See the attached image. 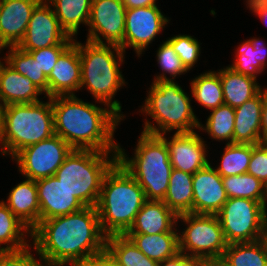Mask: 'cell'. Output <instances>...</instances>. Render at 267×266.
<instances>
[{
    "mask_svg": "<svg viewBox=\"0 0 267 266\" xmlns=\"http://www.w3.org/2000/svg\"><path fill=\"white\" fill-rule=\"evenodd\" d=\"M266 94L267 88H263L256 96L234 108L233 143L252 145L261 143L262 107Z\"/></svg>",
    "mask_w": 267,
    "mask_h": 266,
    "instance_id": "21",
    "label": "cell"
},
{
    "mask_svg": "<svg viewBox=\"0 0 267 266\" xmlns=\"http://www.w3.org/2000/svg\"><path fill=\"white\" fill-rule=\"evenodd\" d=\"M216 215L227 244L253 242L265 237L267 208L259 201L228 198Z\"/></svg>",
    "mask_w": 267,
    "mask_h": 266,
    "instance_id": "10",
    "label": "cell"
},
{
    "mask_svg": "<svg viewBox=\"0 0 267 266\" xmlns=\"http://www.w3.org/2000/svg\"><path fill=\"white\" fill-rule=\"evenodd\" d=\"M261 143L267 144V94L265 95L262 107Z\"/></svg>",
    "mask_w": 267,
    "mask_h": 266,
    "instance_id": "45",
    "label": "cell"
},
{
    "mask_svg": "<svg viewBox=\"0 0 267 266\" xmlns=\"http://www.w3.org/2000/svg\"><path fill=\"white\" fill-rule=\"evenodd\" d=\"M145 201L144 190L117 161L103 178L96 205L103 233L124 235Z\"/></svg>",
    "mask_w": 267,
    "mask_h": 266,
    "instance_id": "3",
    "label": "cell"
},
{
    "mask_svg": "<svg viewBox=\"0 0 267 266\" xmlns=\"http://www.w3.org/2000/svg\"><path fill=\"white\" fill-rule=\"evenodd\" d=\"M148 258L161 262L176 256L179 251L177 231H169L155 235L124 234Z\"/></svg>",
    "mask_w": 267,
    "mask_h": 266,
    "instance_id": "25",
    "label": "cell"
},
{
    "mask_svg": "<svg viewBox=\"0 0 267 266\" xmlns=\"http://www.w3.org/2000/svg\"><path fill=\"white\" fill-rule=\"evenodd\" d=\"M178 215L162 200H146L125 234H148L178 231Z\"/></svg>",
    "mask_w": 267,
    "mask_h": 266,
    "instance_id": "20",
    "label": "cell"
},
{
    "mask_svg": "<svg viewBox=\"0 0 267 266\" xmlns=\"http://www.w3.org/2000/svg\"><path fill=\"white\" fill-rule=\"evenodd\" d=\"M162 201L177 215L193 213V174L173 168Z\"/></svg>",
    "mask_w": 267,
    "mask_h": 266,
    "instance_id": "28",
    "label": "cell"
},
{
    "mask_svg": "<svg viewBox=\"0 0 267 266\" xmlns=\"http://www.w3.org/2000/svg\"><path fill=\"white\" fill-rule=\"evenodd\" d=\"M169 21L157 5L126 9L123 51L132 47L140 57Z\"/></svg>",
    "mask_w": 267,
    "mask_h": 266,
    "instance_id": "14",
    "label": "cell"
},
{
    "mask_svg": "<svg viewBox=\"0 0 267 266\" xmlns=\"http://www.w3.org/2000/svg\"><path fill=\"white\" fill-rule=\"evenodd\" d=\"M221 261L225 266H267V240L227 244Z\"/></svg>",
    "mask_w": 267,
    "mask_h": 266,
    "instance_id": "29",
    "label": "cell"
},
{
    "mask_svg": "<svg viewBox=\"0 0 267 266\" xmlns=\"http://www.w3.org/2000/svg\"><path fill=\"white\" fill-rule=\"evenodd\" d=\"M190 86L192 97L205 108L212 110L225 104L219 71L200 74L192 79Z\"/></svg>",
    "mask_w": 267,
    "mask_h": 266,
    "instance_id": "32",
    "label": "cell"
},
{
    "mask_svg": "<svg viewBox=\"0 0 267 266\" xmlns=\"http://www.w3.org/2000/svg\"><path fill=\"white\" fill-rule=\"evenodd\" d=\"M199 266H225L221 260H203Z\"/></svg>",
    "mask_w": 267,
    "mask_h": 266,
    "instance_id": "47",
    "label": "cell"
},
{
    "mask_svg": "<svg viewBox=\"0 0 267 266\" xmlns=\"http://www.w3.org/2000/svg\"><path fill=\"white\" fill-rule=\"evenodd\" d=\"M156 56L157 62L160 65L163 73L156 75L153 82L166 80L174 81V78H176V76L188 72V70L182 64L180 58L174 51L172 45L167 40L159 46ZM166 74H169L172 78L168 77Z\"/></svg>",
    "mask_w": 267,
    "mask_h": 266,
    "instance_id": "37",
    "label": "cell"
},
{
    "mask_svg": "<svg viewBox=\"0 0 267 266\" xmlns=\"http://www.w3.org/2000/svg\"><path fill=\"white\" fill-rule=\"evenodd\" d=\"M105 251L119 266H159V262L145 256L125 235L108 236Z\"/></svg>",
    "mask_w": 267,
    "mask_h": 266,
    "instance_id": "31",
    "label": "cell"
},
{
    "mask_svg": "<svg viewBox=\"0 0 267 266\" xmlns=\"http://www.w3.org/2000/svg\"><path fill=\"white\" fill-rule=\"evenodd\" d=\"M203 259L178 253L176 256L159 262V266H199Z\"/></svg>",
    "mask_w": 267,
    "mask_h": 266,
    "instance_id": "42",
    "label": "cell"
},
{
    "mask_svg": "<svg viewBox=\"0 0 267 266\" xmlns=\"http://www.w3.org/2000/svg\"><path fill=\"white\" fill-rule=\"evenodd\" d=\"M31 245L19 251H1L0 266H45L42 259L34 258Z\"/></svg>",
    "mask_w": 267,
    "mask_h": 266,
    "instance_id": "39",
    "label": "cell"
},
{
    "mask_svg": "<svg viewBox=\"0 0 267 266\" xmlns=\"http://www.w3.org/2000/svg\"><path fill=\"white\" fill-rule=\"evenodd\" d=\"M185 68L190 71L200 56V42L190 35H174L167 39Z\"/></svg>",
    "mask_w": 267,
    "mask_h": 266,
    "instance_id": "38",
    "label": "cell"
},
{
    "mask_svg": "<svg viewBox=\"0 0 267 266\" xmlns=\"http://www.w3.org/2000/svg\"><path fill=\"white\" fill-rule=\"evenodd\" d=\"M54 133L73 149L118 153L114 132L123 119L110 107L84 102L76 95L51 97Z\"/></svg>",
    "mask_w": 267,
    "mask_h": 266,
    "instance_id": "2",
    "label": "cell"
},
{
    "mask_svg": "<svg viewBox=\"0 0 267 266\" xmlns=\"http://www.w3.org/2000/svg\"><path fill=\"white\" fill-rule=\"evenodd\" d=\"M59 21L61 28L74 38L81 24L88 25L92 0H46Z\"/></svg>",
    "mask_w": 267,
    "mask_h": 266,
    "instance_id": "27",
    "label": "cell"
},
{
    "mask_svg": "<svg viewBox=\"0 0 267 266\" xmlns=\"http://www.w3.org/2000/svg\"><path fill=\"white\" fill-rule=\"evenodd\" d=\"M7 49H9V53L7 52V55L3 59L5 63L23 76L29 78L48 97L47 77L40 70L32 55L17 46H8Z\"/></svg>",
    "mask_w": 267,
    "mask_h": 266,
    "instance_id": "33",
    "label": "cell"
},
{
    "mask_svg": "<svg viewBox=\"0 0 267 266\" xmlns=\"http://www.w3.org/2000/svg\"><path fill=\"white\" fill-rule=\"evenodd\" d=\"M227 199L222 177L211 163L193 174V213L217 214Z\"/></svg>",
    "mask_w": 267,
    "mask_h": 266,
    "instance_id": "18",
    "label": "cell"
},
{
    "mask_svg": "<svg viewBox=\"0 0 267 266\" xmlns=\"http://www.w3.org/2000/svg\"><path fill=\"white\" fill-rule=\"evenodd\" d=\"M265 194H266V197H267V183L265 184Z\"/></svg>",
    "mask_w": 267,
    "mask_h": 266,
    "instance_id": "50",
    "label": "cell"
},
{
    "mask_svg": "<svg viewBox=\"0 0 267 266\" xmlns=\"http://www.w3.org/2000/svg\"><path fill=\"white\" fill-rule=\"evenodd\" d=\"M265 238H266V240H267V217H266Z\"/></svg>",
    "mask_w": 267,
    "mask_h": 266,
    "instance_id": "49",
    "label": "cell"
},
{
    "mask_svg": "<svg viewBox=\"0 0 267 266\" xmlns=\"http://www.w3.org/2000/svg\"><path fill=\"white\" fill-rule=\"evenodd\" d=\"M228 198H245L259 201L267 207L265 185L253 175L243 173L236 176L222 177Z\"/></svg>",
    "mask_w": 267,
    "mask_h": 266,
    "instance_id": "34",
    "label": "cell"
},
{
    "mask_svg": "<svg viewBox=\"0 0 267 266\" xmlns=\"http://www.w3.org/2000/svg\"><path fill=\"white\" fill-rule=\"evenodd\" d=\"M126 9L149 7L156 5V0H122Z\"/></svg>",
    "mask_w": 267,
    "mask_h": 266,
    "instance_id": "46",
    "label": "cell"
},
{
    "mask_svg": "<svg viewBox=\"0 0 267 266\" xmlns=\"http://www.w3.org/2000/svg\"><path fill=\"white\" fill-rule=\"evenodd\" d=\"M72 150L66 141L54 134L49 139L25 147L12 160L17 162L24 178L38 180L55 175Z\"/></svg>",
    "mask_w": 267,
    "mask_h": 266,
    "instance_id": "11",
    "label": "cell"
},
{
    "mask_svg": "<svg viewBox=\"0 0 267 266\" xmlns=\"http://www.w3.org/2000/svg\"><path fill=\"white\" fill-rule=\"evenodd\" d=\"M247 173L258 178L264 185L267 183V144L252 145L251 160Z\"/></svg>",
    "mask_w": 267,
    "mask_h": 266,
    "instance_id": "40",
    "label": "cell"
},
{
    "mask_svg": "<svg viewBox=\"0 0 267 266\" xmlns=\"http://www.w3.org/2000/svg\"><path fill=\"white\" fill-rule=\"evenodd\" d=\"M48 102L9 104L2 107L3 155L14 157L19 151L54 133L51 97Z\"/></svg>",
    "mask_w": 267,
    "mask_h": 266,
    "instance_id": "7",
    "label": "cell"
},
{
    "mask_svg": "<svg viewBox=\"0 0 267 266\" xmlns=\"http://www.w3.org/2000/svg\"><path fill=\"white\" fill-rule=\"evenodd\" d=\"M0 59V106L39 102L43 92L33 82Z\"/></svg>",
    "mask_w": 267,
    "mask_h": 266,
    "instance_id": "22",
    "label": "cell"
},
{
    "mask_svg": "<svg viewBox=\"0 0 267 266\" xmlns=\"http://www.w3.org/2000/svg\"><path fill=\"white\" fill-rule=\"evenodd\" d=\"M247 7H249L254 14L266 24L267 23V0H246ZM267 25V24H266Z\"/></svg>",
    "mask_w": 267,
    "mask_h": 266,
    "instance_id": "44",
    "label": "cell"
},
{
    "mask_svg": "<svg viewBox=\"0 0 267 266\" xmlns=\"http://www.w3.org/2000/svg\"><path fill=\"white\" fill-rule=\"evenodd\" d=\"M81 75L79 49L73 41L60 54L50 75L47 77L48 97L75 95V91L80 90Z\"/></svg>",
    "mask_w": 267,
    "mask_h": 266,
    "instance_id": "19",
    "label": "cell"
},
{
    "mask_svg": "<svg viewBox=\"0 0 267 266\" xmlns=\"http://www.w3.org/2000/svg\"><path fill=\"white\" fill-rule=\"evenodd\" d=\"M0 147H1V152L3 156V136H2V107L0 106Z\"/></svg>",
    "mask_w": 267,
    "mask_h": 266,
    "instance_id": "48",
    "label": "cell"
},
{
    "mask_svg": "<svg viewBox=\"0 0 267 266\" xmlns=\"http://www.w3.org/2000/svg\"><path fill=\"white\" fill-rule=\"evenodd\" d=\"M206 125L201 122L199 130L207 132L208 135L218 141H227L226 144L233 143V132L235 126V109L223 104L210 110Z\"/></svg>",
    "mask_w": 267,
    "mask_h": 266,
    "instance_id": "35",
    "label": "cell"
},
{
    "mask_svg": "<svg viewBox=\"0 0 267 266\" xmlns=\"http://www.w3.org/2000/svg\"><path fill=\"white\" fill-rule=\"evenodd\" d=\"M42 0H0V52L23 39L31 15Z\"/></svg>",
    "mask_w": 267,
    "mask_h": 266,
    "instance_id": "16",
    "label": "cell"
},
{
    "mask_svg": "<svg viewBox=\"0 0 267 266\" xmlns=\"http://www.w3.org/2000/svg\"><path fill=\"white\" fill-rule=\"evenodd\" d=\"M241 45V46H240ZM236 49L234 63L229 65L235 72L257 78L267 66V47L260 38L247 39Z\"/></svg>",
    "mask_w": 267,
    "mask_h": 266,
    "instance_id": "26",
    "label": "cell"
},
{
    "mask_svg": "<svg viewBox=\"0 0 267 266\" xmlns=\"http://www.w3.org/2000/svg\"><path fill=\"white\" fill-rule=\"evenodd\" d=\"M40 221L82 210L85 206L53 175L35 180Z\"/></svg>",
    "mask_w": 267,
    "mask_h": 266,
    "instance_id": "17",
    "label": "cell"
},
{
    "mask_svg": "<svg viewBox=\"0 0 267 266\" xmlns=\"http://www.w3.org/2000/svg\"><path fill=\"white\" fill-rule=\"evenodd\" d=\"M160 135L169 149L172 168L194 174L210 164L204 139L196 132H175L171 139ZM169 140V141H168Z\"/></svg>",
    "mask_w": 267,
    "mask_h": 266,
    "instance_id": "15",
    "label": "cell"
},
{
    "mask_svg": "<svg viewBox=\"0 0 267 266\" xmlns=\"http://www.w3.org/2000/svg\"><path fill=\"white\" fill-rule=\"evenodd\" d=\"M79 49L81 62V83L83 87L95 98V102L110 107L123 120L121 104L118 100H113L114 95L121 87L126 86L125 79L120 71V66L124 61V51L117 45L98 44L86 40L85 45L74 39ZM120 65V66H119Z\"/></svg>",
    "mask_w": 267,
    "mask_h": 266,
    "instance_id": "4",
    "label": "cell"
},
{
    "mask_svg": "<svg viewBox=\"0 0 267 266\" xmlns=\"http://www.w3.org/2000/svg\"><path fill=\"white\" fill-rule=\"evenodd\" d=\"M224 103L233 108L256 96L261 90L257 79L235 72L229 66L219 70Z\"/></svg>",
    "mask_w": 267,
    "mask_h": 266,
    "instance_id": "24",
    "label": "cell"
},
{
    "mask_svg": "<svg viewBox=\"0 0 267 266\" xmlns=\"http://www.w3.org/2000/svg\"><path fill=\"white\" fill-rule=\"evenodd\" d=\"M67 47L68 46H49L28 52L37 62L40 70H42L44 75L48 77L56 64L58 57Z\"/></svg>",
    "mask_w": 267,
    "mask_h": 266,
    "instance_id": "41",
    "label": "cell"
},
{
    "mask_svg": "<svg viewBox=\"0 0 267 266\" xmlns=\"http://www.w3.org/2000/svg\"><path fill=\"white\" fill-rule=\"evenodd\" d=\"M14 215L31 231L40 222V205L35 180L26 178L15 185L6 201L2 200Z\"/></svg>",
    "mask_w": 267,
    "mask_h": 266,
    "instance_id": "23",
    "label": "cell"
},
{
    "mask_svg": "<svg viewBox=\"0 0 267 266\" xmlns=\"http://www.w3.org/2000/svg\"><path fill=\"white\" fill-rule=\"evenodd\" d=\"M25 233V234H24ZM31 237V230L24 225L8 208L0 201V252L19 251L31 244L25 240L27 235ZM1 245H5L2 246Z\"/></svg>",
    "mask_w": 267,
    "mask_h": 266,
    "instance_id": "30",
    "label": "cell"
},
{
    "mask_svg": "<svg viewBox=\"0 0 267 266\" xmlns=\"http://www.w3.org/2000/svg\"><path fill=\"white\" fill-rule=\"evenodd\" d=\"M77 150L65 158L55 177L85 207H96L105 174L117 162V153Z\"/></svg>",
    "mask_w": 267,
    "mask_h": 266,
    "instance_id": "8",
    "label": "cell"
},
{
    "mask_svg": "<svg viewBox=\"0 0 267 266\" xmlns=\"http://www.w3.org/2000/svg\"><path fill=\"white\" fill-rule=\"evenodd\" d=\"M252 144L230 143L224 147L220 165L215 169L221 177L247 173Z\"/></svg>",
    "mask_w": 267,
    "mask_h": 266,
    "instance_id": "36",
    "label": "cell"
},
{
    "mask_svg": "<svg viewBox=\"0 0 267 266\" xmlns=\"http://www.w3.org/2000/svg\"><path fill=\"white\" fill-rule=\"evenodd\" d=\"M76 266H119L111 256L104 251L103 253L92 256L82 263L77 264Z\"/></svg>",
    "mask_w": 267,
    "mask_h": 266,
    "instance_id": "43",
    "label": "cell"
},
{
    "mask_svg": "<svg viewBox=\"0 0 267 266\" xmlns=\"http://www.w3.org/2000/svg\"><path fill=\"white\" fill-rule=\"evenodd\" d=\"M125 23L126 7L122 0H92L87 40L117 45L123 50Z\"/></svg>",
    "mask_w": 267,
    "mask_h": 266,
    "instance_id": "12",
    "label": "cell"
},
{
    "mask_svg": "<svg viewBox=\"0 0 267 266\" xmlns=\"http://www.w3.org/2000/svg\"><path fill=\"white\" fill-rule=\"evenodd\" d=\"M141 111L153 118L157 125L147 119L142 132L162 135L175 132H193L200 121L191 106V99L178 83L172 80L154 81Z\"/></svg>",
    "mask_w": 267,
    "mask_h": 266,
    "instance_id": "6",
    "label": "cell"
},
{
    "mask_svg": "<svg viewBox=\"0 0 267 266\" xmlns=\"http://www.w3.org/2000/svg\"><path fill=\"white\" fill-rule=\"evenodd\" d=\"M74 39L61 28L51 5L42 0L33 10L25 35L17 47L28 52L49 46H69Z\"/></svg>",
    "mask_w": 267,
    "mask_h": 266,
    "instance_id": "13",
    "label": "cell"
},
{
    "mask_svg": "<svg viewBox=\"0 0 267 266\" xmlns=\"http://www.w3.org/2000/svg\"><path fill=\"white\" fill-rule=\"evenodd\" d=\"M177 220L187 226L178 233L180 253L203 260H221L227 243L216 214L184 213Z\"/></svg>",
    "mask_w": 267,
    "mask_h": 266,
    "instance_id": "9",
    "label": "cell"
},
{
    "mask_svg": "<svg viewBox=\"0 0 267 266\" xmlns=\"http://www.w3.org/2000/svg\"><path fill=\"white\" fill-rule=\"evenodd\" d=\"M138 138L131 158L118 144L117 161L144 190L146 200H163L173 169L167 144L160 135L141 132Z\"/></svg>",
    "mask_w": 267,
    "mask_h": 266,
    "instance_id": "5",
    "label": "cell"
},
{
    "mask_svg": "<svg viewBox=\"0 0 267 266\" xmlns=\"http://www.w3.org/2000/svg\"><path fill=\"white\" fill-rule=\"evenodd\" d=\"M31 238L45 266H76L103 253L107 236L101 229L97 208L86 206L75 213L40 221L31 231Z\"/></svg>",
    "mask_w": 267,
    "mask_h": 266,
    "instance_id": "1",
    "label": "cell"
}]
</instances>
